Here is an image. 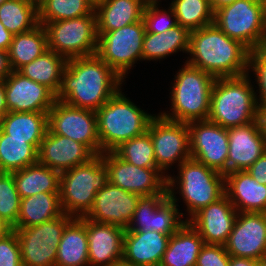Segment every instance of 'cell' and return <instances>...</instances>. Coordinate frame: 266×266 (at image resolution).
Listing matches in <instances>:
<instances>
[{"label": "cell", "instance_id": "obj_1", "mask_svg": "<svg viewBox=\"0 0 266 266\" xmlns=\"http://www.w3.org/2000/svg\"><path fill=\"white\" fill-rule=\"evenodd\" d=\"M123 82L97 54L67 59L56 100L97 111L121 90Z\"/></svg>", "mask_w": 266, "mask_h": 266}, {"label": "cell", "instance_id": "obj_2", "mask_svg": "<svg viewBox=\"0 0 266 266\" xmlns=\"http://www.w3.org/2000/svg\"><path fill=\"white\" fill-rule=\"evenodd\" d=\"M186 63L215 78L239 77L249 73L250 50L228 37L214 23L192 30Z\"/></svg>", "mask_w": 266, "mask_h": 266}, {"label": "cell", "instance_id": "obj_3", "mask_svg": "<svg viewBox=\"0 0 266 266\" xmlns=\"http://www.w3.org/2000/svg\"><path fill=\"white\" fill-rule=\"evenodd\" d=\"M123 94L119 90L96 111L101 154L113 152L122 143L145 133L155 116L146 113Z\"/></svg>", "mask_w": 266, "mask_h": 266}, {"label": "cell", "instance_id": "obj_4", "mask_svg": "<svg viewBox=\"0 0 266 266\" xmlns=\"http://www.w3.org/2000/svg\"><path fill=\"white\" fill-rule=\"evenodd\" d=\"M249 79V73L216 78L207 120L227 129L257 121V94Z\"/></svg>", "mask_w": 266, "mask_h": 266}, {"label": "cell", "instance_id": "obj_5", "mask_svg": "<svg viewBox=\"0 0 266 266\" xmlns=\"http://www.w3.org/2000/svg\"><path fill=\"white\" fill-rule=\"evenodd\" d=\"M171 90V112L160 115L166 119L189 123L207 120L210 98L216 78L186 62L176 73Z\"/></svg>", "mask_w": 266, "mask_h": 266}, {"label": "cell", "instance_id": "obj_6", "mask_svg": "<svg viewBox=\"0 0 266 266\" xmlns=\"http://www.w3.org/2000/svg\"><path fill=\"white\" fill-rule=\"evenodd\" d=\"M108 183V170L102 154L85 164L60 174V203L63 213L84 217L91 209L96 193Z\"/></svg>", "mask_w": 266, "mask_h": 266}, {"label": "cell", "instance_id": "obj_7", "mask_svg": "<svg viewBox=\"0 0 266 266\" xmlns=\"http://www.w3.org/2000/svg\"><path fill=\"white\" fill-rule=\"evenodd\" d=\"M178 169L176 178L168 174L167 186L168 191L179 188L177 192L189 213L185 220L188 222L198 211L225 194V175L193 158L185 160Z\"/></svg>", "mask_w": 266, "mask_h": 266}, {"label": "cell", "instance_id": "obj_8", "mask_svg": "<svg viewBox=\"0 0 266 266\" xmlns=\"http://www.w3.org/2000/svg\"><path fill=\"white\" fill-rule=\"evenodd\" d=\"M213 23L250 51L266 46V8L259 0H235L214 12Z\"/></svg>", "mask_w": 266, "mask_h": 266}, {"label": "cell", "instance_id": "obj_9", "mask_svg": "<svg viewBox=\"0 0 266 266\" xmlns=\"http://www.w3.org/2000/svg\"><path fill=\"white\" fill-rule=\"evenodd\" d=\"M48 50L55 51L66 59L95 55L98 47L96 14L78 18L48 22Z\"/></svg>", "mask_w": 266, "mask_h": 266}, {"label": "cell", "instance_id": "obj_10", "mask_svg": "<svg viewBox=\"0 0 266 266\" xmlns=\"http://www.w3.org/2000/svg\"><path fill=\"white\" fill-rule=\"evenodd\" d=\"M73 219L64 213L36 226L13 229L20 245L22 266H55L63 231Z\"/></svg>", "mask_w": 266, "mask_h": 266}, {"label": "cell", "instance_id": "obj_11", "mask_svg": "<svg viewBox=\"0 0 266 266\" xmlns=\"http://www.w3.org/2000/svg\"><path fill=\"white\" fill-rule=\"evenodd\" d=\"M143 19L106 33H98L97 55L122 79L142 58V45L145 36Z\"/></svg>", "mask_w": 266, "mask_h": 266}, {"label": "cell", "instance_id": "obj_12", "mask_svg": "<svg viewBox=\"0 0 266 266\" xmlns=\"http://www.w3.org/2000/svg\"><path fill=\"white\" fill-rule=\"evenodd\" d=\"M175 191L168 195L142 196L125 231H156L167 235L175 233L185 222L179 212Z\"/></svg>", "mask_w": 266, "mask_h": 266}, {"label": "cell", "instance_id": "obj_13", "mask_svg": "<svg viewBox=\"0 0 266 266\" xmlns=\"http://www.w3.org/2000/svg\"><path fill=\"white\" fill-rule=\"evenodd\" d=\"M48 130L86 145L95 155L101 154L96 111L70 106L56 100L48 111Z\"/></svg>", "mask_w": 266, "mask_h": 266}, {"label": "cell", "instance_id": "obj_14", "mask_svg": "<svg viewBox=\"0 0 266 266\" xmlns=\"http://www.w3.org/2000/svg\"><path fill=\"white\" fill-rule=\"evenodd\" d=\"M108 182L139 196L168 195L167 178L160 169L137 167L114 152L102 153Z\"/></svg>", "mask_w": 266, "mask_h": 266}, {"label": "cell", "instance_id": "obj_15", "mask_svg": "<svg viewBox=\"0 0 266 266\" xmlns=\"http://www.w3.org/2000/svg\"><path fill=\"white\" fill-rule=\"evenodd\" d=\"M147 131L153 143L157 167L164 174L177 161L179 166L191 158L187 123L166 119L159 113L152 118Z\"/></svg>", "mask_w": 266, "mask_h": 266}, {"label": "cell", "instance_id": "obj_16", "mask_svg": "<svg viewBox=\"0 0 266 266\" xmlns=\"http://www.w3.org/2000/svg\"><path fill=\"white\" fill-rule=\"evenodd\" d=\"M191 158L207 167L227 174L229 137L227 128L209 120L187 123Z\"/></svg>", "mask_w": 266, "mask_h": 266}, {"label": "cell", "instance_id": "obj_17", "mask_svg": "<svg viewBox=\"0 0 266 266\" xmlns=\"http://www.w3.org/2000/svg\"><path fill=\"white\" fill-rule=\"evenodd\" d=\"M224 246L230 256L260 261L266 255V213H238Z\"/></svg>", "mask_w": 266, "mask_h": 266}, {"label": "cell", "instance_id": "obj_18", "mask_svg": "<svg viewBox=\"0 0 266 266\" xmlns=\"http://www.w3.org/2000/svg\"><path fill=\"white\" fill-rule=\"evenodd\" d=\"M8 112L48 113L56 101V94L47 86L37 83L18 71L4 79Z\"/></svg>", "mask_w": 266, "mask_h": 266}, {"label": "cell", "instance_id": "obj_19", "mask_svg": "<svg viewBox=\"0 0 266 266\" xmlns=\"http://www.w3.org/2000/svg\"><path fill=\"white\" fill-rule=\"evenodd\" d=\"M140 197L108 182L96 193L93 205L84 218L126 229Z\"/></svg>", "mask_w": 266, "mask_h": 266}, {"label": "cell", "instance_id": "obj_20", "mask_svg": "<svg viewBox=\"0 0 266 266\" xmlns=\"http://www.w3.org/2000/svg\"><path fill=\"white\" fill-rule=\"evenodd\" d=\"M238 212L224 194L217 201L198 211L188 222L205 244L225 245Z\"/></svg>", "mask_w": 266, "mask_h": 266}, {"label": "cell", "instance_id": "obj_21", "mask_svg": "<svg viewBox=\"0 0 266 266\" xmlns=\"http://www.w3.org/2000/svg\"><path fill=\"white\" fill-rule=\"evenodd\" d=\"M89 266H115L122 263L125 229L86 218Z\"/></svg>", "mask_w": 266, "mask_h": 266}, {"label": "cell", "instance_id": "obj_22", "mask_svg": "<svg viewBox=\"0 0 266 266\" xmlns=\"http://www.w3.org/2000/svg\"><path fill=\"white\" fill-rule=\"evenodd\" d=\"M96 155L84 144L49 130L38 148V163L62 173L85 164Z\"/></svg>", "mask_w": 266, "mask_h": 266}, {"label": "cell", "instance_id": "obj_23", "mask_svg": "<svg viewBox=\"0 0 266 266\" xmlns=\"http://www.w3.org/2000/svg\"><path fill=\"white\" fill-rule=\"evenodd\" d=\"M229 151L227 173L247 171V169L266 152V141L262 136L258 122L227 129Z\"/></svg>", "mask_w": 266, "mask_h": 266}, {"label": "cell", "instance_id": "obj_24", "mask_svg": "<svg viewBox=\"0 0 266 266\" xmlns=\"http://www.w3.org/2000/svg\"><path fill=\"white\" fill-rule=\"evenodd\" d=\"M171 235L156 231H125L122 263L129 266H159Z\"/></svg>", "mask_w": 266, "mask_h": 266}, {"label": "cell", "instance_id": "obj_25", "mask_svg": "<svg viewBox=\"0 0 266 266\" xmlns=\"http://www.w3.org/2000/svg\"><path fill=\"white\" fill-rule=\"evenodd\" d=\"M225 194L238 213H266V185L258 183L247 171L225 174Z\"/></svg>", "mask_w": 266, "mask_h": 266}, {"label": "cell", "instance_id": "obj_26", "mask_svg": "<svg viewBox=\"0 0 266 266\" xmlns=\"http://www.w3.org/2000/svg\"><path fill=\"white\" fill-rule=\"evenodd\" d=\"M204 240L189 222L173 233L159 266H196Z\"/></svg>", "mask_w": 266, "mask_h": 266}, {"label": "cell", "instance_id": "obj_27", "mask_svg": "<svg viewBox=\"0 0 266 266\" xmlns=\"http://www.w3.org/2000/svg\"><path fill=\"white\" fill-rule=\"evenodd\" d=\"M141 0H103L95 6L98 33H106L143 19Z\"/></svg>", "mask_w": 266, "mask_h": 266}, {"label": "cell", "instance_id": "obj_28", "mask_svg": "<svg viewBox=\"0 0 266 266\" xmlns=\"http://www.w3.org/2000/svg\"><path fill=\"white\" fill-rule=\"evenodd\" d=\"M55 266H89L86 218H74L65 227Z\"/></svg>", "mask_w": 266, "mask_h": 266}, {"label": "cell", "instance_id": "obj_29", "mask_svg": "<svg viewBox=\"0 0 266 266\" xmlns=\"http://www.w3.org/2000/svg\"><path fill=\"white\" fill-rule=\"evenodd\" d=\"M0 129L8 138L28 139L37 151L48 131V114L8 112L0 120Z\"/></svg>", "mask_w": 266, "mask_h": 266}, {"label": "cell", "instance_id": "obj_30", "mask_svg": "<svg viewBox=\"0 0 266 266\" xmlns=\"http://www.w3.org/2000/svg\"><path fill=\"white\" fill-rule=\"evenodd\" d=\"M63 214L60 193L41 192L21 199L17 223L13 229L36 226Z\"/></svg>", "mask_w": 266, "mask_h": 266}, {"label": "cell", "instance_id": "obj_31", "mask_svg": "<svg viewBox=\"0 0 266 266\" xmlns=\"http://www.w3.org/2000/svg\"><path fill=\"white\" fill-rule=\"evenodd\" d=\"M20 198L41 192L60 193V172L46 165L35 163L11 173Z\"/></svg>", "mask_w": 266, "mask_h": 266}, {"label": "cell", "instance_id": "obj_32", "mask_svg": "<svg viewBox=\"0 0 266 266\" xmlns=\"http://www.w3.org/2000/svg\"><path fill=\"white\" fill-rule=\"evenodd\" d=\"M191 31L179 24L167 32L145 33L142 45L143 60H161L179 50H189Z\"/></svg>", "mask_w": 266, "mask_h": 266}, {"label": "cell", "instance_id": "obj_33", "mask_svg": "<svg viewBox=\"0 0 266 266\" xmlns=\"http://www.w3.org/2000/svg\"><path fill=\"white\" fill-rule=\"evenodd\" d=\"M46 50H48L47 32L42 24L28 32L14 35L7 51L11 70L18 71Z\"/></svg>", "mask_w": 266, "mask_h": 266}, {"label": "cell", "instance_id": "obj_34", "mask_svg": "<svg viewBox=\"0 0 266 266\" xmlns=\"http://www.w3.org/2000/svg\"><path fill=\"white\" fill-rule=\"evenodd\" d=\"M67 59L55 51L46 50L41 56L21 67L18 72L23 76L43 84L55 94L60 90L62 74Z\"/></svg>", "mask_w": 266, "mask_h": 266}, {"label": "cell", "instance_id": "obj_35", "mask_svg": "<svg viewBox=\"0 0 266 266\" xmlns=\"http://www.w3.org/2000/svg\"><path fill=\"white\" fill-rule=\"evenodd\" d=\"M0 21L13 35L39 25L38 5L30 0H6L0 5Z\"/></svg>", "mask_w": 266, "mask_h": 266}, {"label": "cell", "instance_id": "obj_36", "mask_svg": "<svg viewBox=\"0 0 266 266\" xmlns=\"http://www.w3.org/2000/svg\"><path fill=\"white\" fill-rule=\"evenodd\" d=\"M38 162V151L28 139L8 138L0 129V164L6 173L21 170Z\"/></svg>", "mask_w": 266, "mask_h": 266}, {"label": "cell", "instance_id": "obj_37", "mask_svg": "<svg viewBox=\"0 0 266 266\" xmlns=\"http://www.w3.org/2000/svg\"><path fill=\"white\" fill-rule=\"evenodd\" d=\"M94 10L88 0H43L38 5L39 24L95 14Z\"/></svg>", "mask_w": 266, "mask_h": 266}, {"label": "cell", "instance_id": "obj_38", "mask_svg": "<svg viewBox=\"0 0 266 266\" xmlns=\"http://www.w3.org/2000/svg\"><path fill=\"white\" fill-rule=\"evenodd\" d=\"M177 23L190 31L211 25L214 11L209 0H173L170 4Z\"/></svg>", "mask_w": 266, "mask_h": 266}, {"label": "cell", "instance_id": "obj_39", "mask_svg": "<svg viewBox=\"0 0 266 266\" xmlns=\"http://www.w3.org/2000/svg\"><path fill=\"white\" fill-rule=\"evenodd\" d=\"M119 158L137 167L159 169L150 133L146 131L117 147L113 151Z\"/></svg>", "mask_w": 266, "mask_h": 266}, {"label": "cell", "instance_id": "obj_40", "mask_svg": "<svg viewBox=\"0 0 266 266\" xmlns=\"http://www.w3.org/2000/svg\"><path fill=\"white\" fill-rule=\"evenodd\" d=\"M21 198L11 173L0 178V218L14 227L19 215Z\"/></svg>", "mask_w": 266, "mask_h": 266}, {"label": "cell", "instance_id": "obj_41", "mask_svg": "<svg viewBox=\"0 0 266 266\" xmlns=\"http://www.w3.org/2000/svg\"><path fill=\"white\" fill-rule=\"evenodd\" d=\"M145 30L148 33L167 32L178 25L174 10L170 6L168 11L159 9L158 5L146 6L143 11Z\"/></svg>", "mask_w": 266, "mask_h": 266}, {"label": "cell", "instance_id": "obj_42", "mask_svg": "<svg viewBox=\"0 0 266 266\" xmlns=\"http://www.w3.org/2000/svg\"><path fill=\"white\" fill-rule=\"evenodd\" d=\"M248 69L249 72L252 69L259 86V98L256 97L258 107H266V46L250 51Z\"/></svg>", "mask_w": 266, "mask_h": 266}, {"label": "cell", "instance_id": "obj_43", "mask_svg": "<svg viewBox=\"0 0 266 266\" xmlns=\"http://www.w3.org/2000/svg\"><path fill=\"white\" fill-rule=\"evenodd\" d=\"M0 266H22L20 245L14 230L0 238Z\"/></svg>", "mask_w": 266, "mask_h": 266}, {"label": "cell", "instance_id": "obj_44", "mask_svg": "<svg viewBox=\"0 0 266 266\" xmlns=\"http://www.w3.org/2000/svg\"><path fill=\"white\" fill-rule=\"evenodd\" d=\"M230 255L224 245L204 244L196 266H229Z\"/></svg>", "mask_w": 266, "mask_h": 266}, {"label": "cell", "instance_id": "obj_45", "mask_svg": "<svg viewBox=\"0 0 266 266\" xmlns=\"http://www.w3.org/2000/svg\"><path fill=\"white\" fill-rule=\"evenodd\" d=\"M247 172L258 183L266 185V152L247 169Z\"/></svg>", "mask_w": 266, "mask_h": 266}, {"label": "cell", "instance_id": "obj_46", "mask_svg": "<svg viewBox=\"0 0 266 266\" xmlns=\"http://www.w3.org/2000/svg\"><path fill=\"white\" fill-rule=\"evenodd\" d=\"M13 36L0 21V51H8Z\"/></svg>", "mask_w": 266, "mask_h": 266}, {"label": "cell", "instance_id": "obj_47", "mask_svg": "<svg viewBox=\"0 0 266 266\" xmlns=\"http://www.w3.org/2000/svg\"><path fill=\"white\" fill-rule=\"evenodd\" d=\"M11 71L7 51H0V81L4 80Z\"/></svg>", "mask_w": 266, "mask_h": 266}, {"label": "cell", "instance_id": "obj_48", "mask_svg": "<svg viewBox=\"0 0 266 266\" xmlns=\"http://www.w3.org/2000/svg\"><path fill=\"white\" fill-rule=\"evenodd\" d=\"M259 261L250 258L230 256L229 266H258Z\"/></svg>", "mask_w": 266, "mask_h": 266}, {"label": "cell", "instance_id": "obj_49", "mask_svg": "<svg viewBox=\"0 0 266 266\" xmlns=\"http://www.w3.org/2000/svg\"><path fill=\"white\" fill-rule=\"evenodd\" d=\"M257 122L262 136L266 141V107H258Z\"/></svg>", "mask_w": 266, "mask_h": 266}, {"label": "cell", "instance_id": "obj_50", "mask_svg": "<svg viewBox=\"0 0 266 266\" xmlns=\"http://www.w3.org/2000/svg\"><path fill=\"white\" fill-rule=\"evenodd\" d=\"M8 113L5 100L4 80L0 81V120Z\"/></svg>", "mask_w": 266, "mask_h": 266}, {"label": "cell", "instance_id": "obj_51", "mask_svg": "<svg viewBox=\"0 0 266 266\" xmlns=\"http://www.w3.org/2000/svg\"><path fill=\"white\" fill-rule=\"evenodd\" d=\"M212 10L215 12L216 10L232 4L235 0H209Z\"/></svg>", "mask_w": 266, "mask_h": 266}, {"label": "cell", "instance_id": "obj_52", "mask_svg": "<svg viewBox=\"0 0 266 266\" xmlns=\"http://www.w3.org/2000/svg\"><path fill=\"white\" fill-rule=\"evenodd\" d=\"M13 231V227L8 224L4 219L0 218V238L5 237Z\"/></svg>", "mask_w": 266, "mask_h": 266}, {"label": "cell", "instance_id": "obj_53", "mask_svg": "<svg viewBox=\"0 0 266 266\" xmlns=\"http://www.w3.org/2000/svg\"><path fill=\"white\" fill-rule=\"evenodd\" d=\"M143 5L146 6H151V5H158L159 1L158 0H141Z\"/></svg>", "mask_w": 266, "mask_h": 266}, {"label": "cell", "instance_id": "obj_54", "mask_svg": "<svg viewBox=\"0 0 266 266\" xmlns=\"http://www.w3.org/2000/svg\"><path fill=\"white\" fill-rule=\"evenodd\" d=\"M90 3L93 4V6L95 7L97 4H100L103 0H88Z\"/></svg>", "mask_w": 266, "mask_h": 266}, {"label": "cell", "instance_id": "obj_55", "mask_svg": "<svg viewBox=\"0 0 266 266\" xmlns=\"http://www.w3.org/2000/svg\"><path fill=\"white\" fill-rule=\"evenodd\" d=\"M261 266H266V255L259 261Z\"/></svg>", "mask_w": 266, "mask_h": 266}, {"label": "cell", "instance_id": "obj_56", "mask_svg": "<svg viewBox=\"0 0 266 266\" xmlns=\"http://www.w3.org/2000/svg\"><path fill=\"white\" fill-rule=\"evenodd\" d=\"M6 172L2 169L0 164V178L5 174Z\"/></svg>", "mask_w": 266, "mask_h": 266}, {"label": "cell", "instance_id": "obj_57", "mask_svg": "<svg viewBox=\"0 0 266 266\" xmlns=\"http://www.w3.org/2000/svg\"><path fill=\"white\" fill-rule=\"evenodd\" d=\"M31 2L39 5L43 0H30Z\"/></svg>", "mask_w": 266, "mask_h": 266}, {"label": "cell", "instance_id": "obj_58", "mask_svg": "<svg viewBox=\"0 0 266 266\" xmlns=\"http://www.w3.org/2000/svg\"><path fill=\"white\" fill-rule=\"evenodd\" d=\"M263 5L264 7L266 8V0H259Z\"/></svg>", "mask_w": 266, "mask_h": 266}, {"label": "cell", "instance_id": "obj_59", "mask_svg": "<svg viewBox=\"0 0 266 266\" xmlns=\"http://www.w3.org/2000/svg\"><path fill=\"white\" fill-rule=\"evenodd\" d=\"M115 266H129V265H126V264H124V263H119V264H117V265H115Z\"/></svg>", "mask_w": 266, "mask_h": 266}, {"label": "cell", "instance_id": "obj_60", "mask_svg": "<svg viewBox=\"0 0 266 266\" xmlns=\"http://www.w3.org/2000/svg\"><path fill=\"white\" fill-rule=\"evenodd\" d=\"M6 0H0V5L3 3V2H5Z\"/></svg>", "mask_w": 266, "mask_h": 266}]
</instances>
